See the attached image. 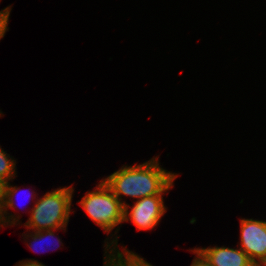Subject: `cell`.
<instances>
[{"label": "cell", "mask_w": 266, "mask_h": 266, "mask_svg": "<svg viewBox=\"0 0 266 266\" xmlns=\"http://www.w3.org/2000/svg\"><path fill=\"white\" fill-rule=\"evenodd\" d=\"M177 174L160 167L158 158L135 166H122L107 178L104 183L111 189L123 206V196L137 200L153 195H163L173 187Z\"/></svg>", "instance_id": "6da1fadb"}, {"label": "cell", "mask_w": 266, "mask_h": 266, "mask_svg": "<svg viewBox=\"0 0 266 266\" xmlns=\"http://www.w3.org/2000/svg\"><path fill=\"white\" fill-rule=\"evenodd\" d=\"M73 191V187L68 186L44 194L35 202L30 218L24 226L34 230L33 232L47 229L65 230L71 213Z\"/></svg>", "instance_id": "7a4b0ae2"}, {"label": "cell", "mask_w": 266, "mask_h": 266, "mask_svg": "<svg viewBox=\"0 0 266 266\" xmlns=\"http://www.w3.org/2000/svg\"><path fill=\"white\" fill-rule=\"evenodd\" d=\"M79 203L93 222L108 234L124 222V206L103 180L94 191L86 193Z\"/></svg>", "instance_id": "3957f363"}, {"label": "cell", "mask_w": 266, "mask_h": 266, "mask_svg": "<svg viewBox=\"0 0 266 266\" xmlns=\"http://www.w3.org/2000/svg\"><path fill=\"white\" fill-rule=\"evenodd\" d=\"M162 196L153 195L141 198L132 206L130 212L128 211L129 204H126L124 206L123 221H132L137 230L154 229L166 212Z\"/></svg>", "instance_id": "277c9868"}, {"label": "cell", "mask_w": 266, "mask_h": 266, "mask_svg": "<svg viewBox=\"0 0 266 266\" xmlns=\"http://www.w3.org/2000/svg\"><path fill=\"white\" fill-rule=\"evenodd\" d=\"M240 247L255 264L266 260V221L241 218Z\"/></svg>", "instance_id": "5b68a950"}, {"label": "cell", "mask_w": 266, "mask_h": 266, "mask_svg": "<svg viewBox=\"0 0 266 266\" xmlns=\"http://www.w3.org/2000/svg\"><path fill=\"white\" fill-rule=\"evenodd\" d=\"M211 266H255L241 249L228 247L196 248Z\"/></svg>", "instance_id": "8992f818"}, {"label": "cell", "mask_w": 266, "mask_h": 266, "mask_svg": "<svg viewBox=\"0 0 266 266\" xmlns=\"http://www.w3.org/2000/svg\"><path fill=\"white\" fill-rule=\"evenodd\" d=\"M117 236L115 237V240H111V243L106 244V252H108V248L111 249V245H112V249L109 251L108 256L106 255V259L105 263L108 266H153L150 263H148L147 261L143 260L144 258H141L140 256H138L137 254H135L132 251H129L128 249L124 248V252H120L118 250L117 247ZM114 244V245H113ZM117 248V249H116ZM114 253V254H112ZM117 253V254H116ZM109 258V259H108ZM108 259V260H107Z\"/></svg>", "instance_id": "52a82bcc"}, {"label": "cell", "mask_w": 266, "mask_h": 266, "mask_svg": "<svg viewBox=\"0 0 266 266\" xmlns=\"http://www.w3.org/2000/svg\"><path fill=\"white\" fill-rule=\"evenodd\" d=\"M20 190V188L16 187V186H10V183L3 181L2 179H0V202H4V217L6 220V225H11L12 224H16L15 222H18L19 217L12 215V213L8 216H6L7 214H9L7 212L8 208H16L13 198L15 196V194L17 193V191ZM14 217V218H13ZM13 219V220H12ZM12 220V221H11ZM9 223V224H8Z\"/></svg>", "instance_id": "ba28073f"}, {"label": "cell", "mask_w": 266, "mask_h": 266, "mask_svg": "<svg viewBox=\"0 0 266 266\" xmlns=\"http://www.w3.org/2000/svg\"><path fill=\"white\" fill-rule=\"evenodd\" d=\"M0 147V179L7 182L15 177L16 162ZM13 177V178H12Z\"/></svg>", "instance_id": "9c48e42d"}, {"label": "cell", "mask_w": 266, "mask_h": 266, "mask_svg": "<svg viewBox=\"0 0 266 266\" xmlns=\"http://www.w3.org/2000/svg\"><path fill=\"white\" fill-rule=\"evenodd\" d=\"M54 230L55 229H47V230L36 231V232H34V234L32 232L31 235H26L25 234V236H26L25 238L32 237L31 239L33 240V244L32 243H29L27 246H30L31 245L30 247H32V246H35L36 247L37 245H39L38 244L39 242L40 243L41 242H44V240H46L47 238H51L52 239L54 237ZM51 239H50V241H51ZM56 241H57L58 244H60V243L62 244V242L60 241L59 237H58V239ZM32 248H34V247H32Z\"/></svg>", "instance_id": "30bf717a"}, {"label": "cell", "mask_w": 266, "mask_h": 266, "mask_svg": "<svg viewBox=\"0 0 266 266\" xmlns=\"http://www.w3.org/2000/svg\"><path fill=\"white\" fill-rule=\"evenodd\" d=\"M11 7L8 6L0 11V28H8V19L10 15Z\"/></svg>", "instance_id": "8fae6325"}, {"label": "cell", "mask_w": 266, "mask_h": 266, "mask_svg": "<svg viewBox=\"0 0 266 266\" xmlns=\"http://www.w3.org/2000/svg\"><path fill=\"white\" fill-rule=\"evenodd\" d=\"M194 250V251H193ZM191 250L193 253L197 254L196 258L193 260L191 266H211L207 260L195 250V248Z\"/></svg>", "instance_id": "7c38bea8"}, {"label": "cell", "mask_w": 266, "mask_h": 266, "mask_svg": "<svg viewBox=\"0 0 266 266\" xmlns=\"http://www.w3.org/2000/svg\"><path fill=\"white\" fill-rule=\"evenodd\" d=\"M16 266H45V265L39 262L38 260L30 259L26 261H20L19 264Z\"/></svg>", "instance_id": "4fadbf2b"}, {"label": "cell", "mask_w": 266, "mask_h": 266, "mask_svg": "<svg viewBox=\"0 0 266 266\" xmlns=\"http://www.w3.org/2000/svg\"><path fill=\"white\" fill-rule=\"evenodd\" d=\"M6 220H5V217H4V202H0V227L3 226H6Z\"/></svg>", "instance_id": "5bb4252c"}, {"label": "cell", "mask_w": 266, "mask_h": 266, "mask_svg": "<svg viewBox=\"0 0 266 266\" xmlns=\"http://www.w3.org/2000/svg\"><path fill=\"white\" fill-rule=\"evenodd\" d=\"M7 28H0V39L4 37L5 32L7 31Z\"/></svg>", "instance_id": "9a60e30c"}, {"label": "cell", "mask_w": 266, "mask_h": 266, "mask_svg": "<svg viewBox=\"0 0 266 266\" xmlns=\"http://www.w3.org/2000/svg\"><path fill=\"white\" fill-rule=\"evenodd\" d=\"M260 266H266V260Z\"/></svg>", "instance_id": "2e32d148"}]
</instances>
